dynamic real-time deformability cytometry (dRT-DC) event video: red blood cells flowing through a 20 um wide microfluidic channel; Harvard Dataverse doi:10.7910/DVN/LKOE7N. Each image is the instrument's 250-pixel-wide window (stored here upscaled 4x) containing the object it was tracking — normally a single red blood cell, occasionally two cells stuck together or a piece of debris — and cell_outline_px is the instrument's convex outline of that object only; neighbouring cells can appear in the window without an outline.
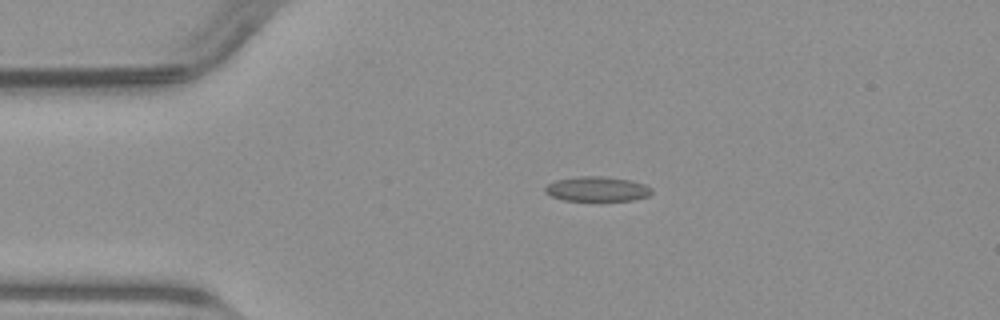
{"species": "common noctule bat (a hibernating species)", "species_latin": "Nyctalus noctula", "temperature_condition": "warm", "stored_images_in_passage": 27, "camera_frame_rate_fps": 3000, "um_per_image_px": 0.085, "animal": {"sex": "male", "body_mass_g": 23.1, "forearm_length_mm": 52.7}, "frame": {"image": 1, "passage_image": 1, "time_ms": 0.0, "image_size_px": [1000, 320], "cell_outline_px": [[652, 192], [648, 196], [632, 200], [564, 200], [552, 196], [544, 192], [544, 188], [548, 184], [556, 180], [580, 176], [604, 176], [628, 180], [644, 184], [652, 188]], "centroid_in_image_um": [50.74, 16.06], "position_along_channel_um": 34.3, "area_um2": 15.2}}
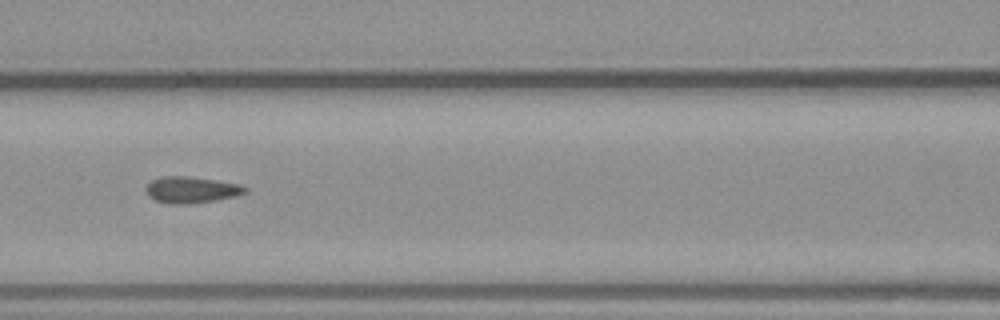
{"frame": {"image": 2, "passage_image": 12, "time_ms": 3.667, "image_size_px": [1000, 320], "cell_outline_px": [[248, 192], [236, 196], [188, 204], [172, 204], [156, 200], [148, 196], [144, 188], [152, 180], [160, 176], [188, 176], [216, 180], [240, 184], [248, 188]], "centroid_in_image_um": [16.26, 16.12], "position_along_channel_um": 150.3, "area_um2": 15.26}}
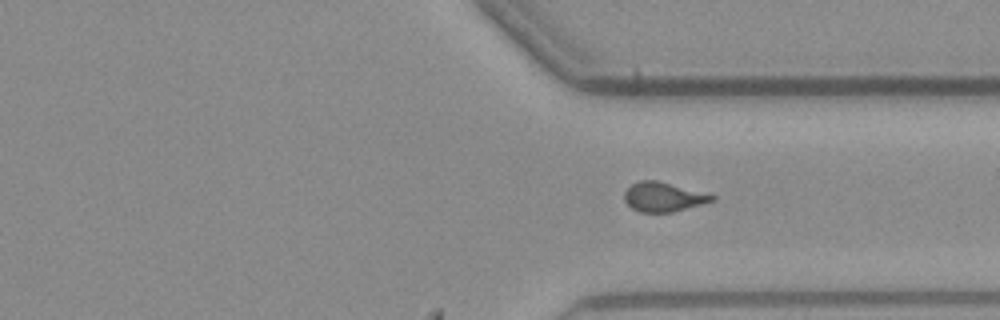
{"frame": {"image": 3, "passage_image": 27, "time_ms": 8.667, "image_size_px": [1000, 320], "cell_outline_px": [[716, 200], [672, 212], [640, 212], [632, 208], [624, 200], [624, 192], [632, 184], [640, 180], [656, 180], [716, 196]], "centroid_in_image_um": [56.36, 16.74], "position_along_channel_um": 355.0, "area_um2": 14.74}}